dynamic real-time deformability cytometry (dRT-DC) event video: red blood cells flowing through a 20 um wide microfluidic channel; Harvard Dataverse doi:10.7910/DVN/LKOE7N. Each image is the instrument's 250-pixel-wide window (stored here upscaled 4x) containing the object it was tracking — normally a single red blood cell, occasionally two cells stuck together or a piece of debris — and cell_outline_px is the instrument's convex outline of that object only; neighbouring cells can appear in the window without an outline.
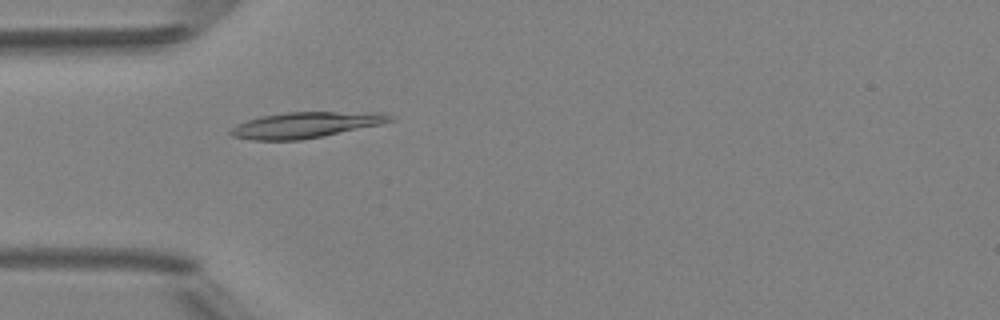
{"species": "Egyptian fruit bat (a non-hibernating species)", "species_latin": "Rousettus aegyptiacus", "temperature_condition": "room temperature", "stored_images_in_passage": 5, "camera_frame_rate_fps": 3000, "um_per_image_px": 0.085, "animal": {"sex": "female"}, "frame": {"image": 1, "passage_image": 5, "time_ms": 4.667, "image_size_px": [1000, 320], "cell_outline_px": [[396, 116], [392, 120], [380, 124], [324, 136], [300, 140], [252, 140], [232, 136], [228, 132], [236, 124], [260, 116], [288, 112], [384, 112]], "centroid_in_image_um": [25.99, 10.61], "position_along_channel_um": 59.0, "area_um2": 24.04}}